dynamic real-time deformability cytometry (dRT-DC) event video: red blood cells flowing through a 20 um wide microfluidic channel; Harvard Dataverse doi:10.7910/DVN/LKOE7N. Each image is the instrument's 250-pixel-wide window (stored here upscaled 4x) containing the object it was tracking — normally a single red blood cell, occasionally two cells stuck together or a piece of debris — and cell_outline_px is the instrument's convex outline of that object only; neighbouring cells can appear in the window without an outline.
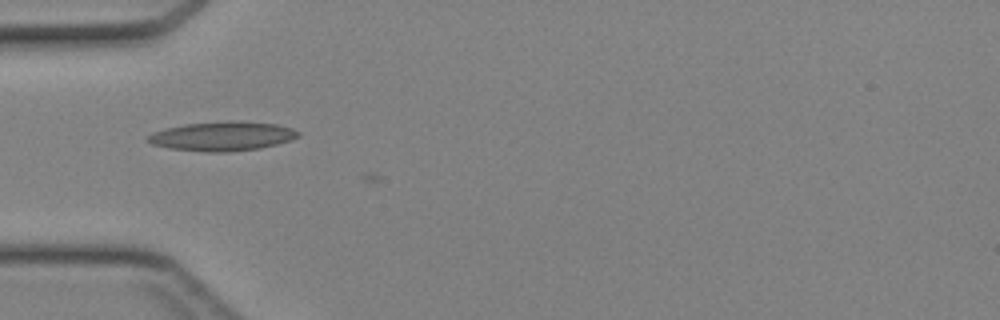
{"species": "Egyptian fruit bat (a non-hibernating species)", "species_latin": "Rousettus aegyptiacus", "temperature_condition": "cold", "stored_images_in_passage": 18, "camera_frame_rate_fps": 3000, "um_per_image_px": 0.085, "animal": {"sex": "female"}, "frame": {"image": 1, "passage_image": 17, "time_ms": 5.333, "image_size_px": [1000, 320], "cell_outline_px": [[300, 136], [276, 144], [260, 148], [228, 152], [204, 152], [172, 148], [152, 144], [144, 140], [152, 132], [164, 128], [184, 124], [228, 120], [240, 120], [276, 124], [292, 128], [300, 132]], "centroid_in_image_um": [18.88, 11.56], "position_along_channel_um": 66.1, "area_um2": 25.84}}